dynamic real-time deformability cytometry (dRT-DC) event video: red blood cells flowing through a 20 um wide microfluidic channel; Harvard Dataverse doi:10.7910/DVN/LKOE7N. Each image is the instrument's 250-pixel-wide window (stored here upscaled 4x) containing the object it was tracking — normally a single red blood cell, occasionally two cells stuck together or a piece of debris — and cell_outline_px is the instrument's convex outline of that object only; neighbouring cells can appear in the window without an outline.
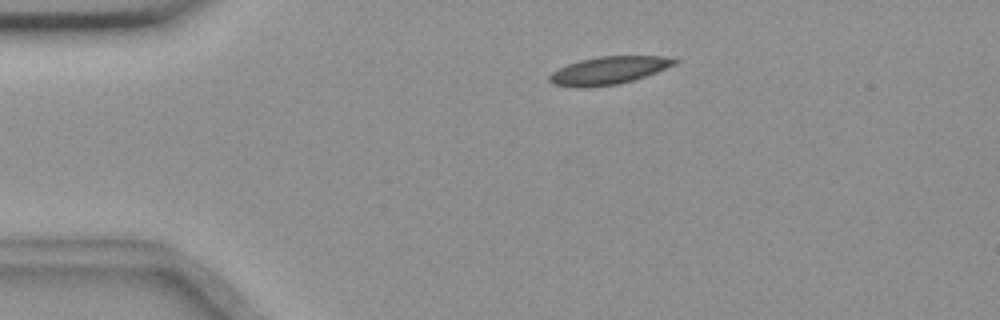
{"species": "common noctule bat (a hibernating species)", "species_latin": "Nyctalus noctula", "temperature_condition": "room temperature", "stored_images_in_passage": 4, "camera_frame_rate_fps": 3000, "um_per_image_px": 0.085, "animal": {"sex": "female", "body_mass_g": 18.4}, "frame": {"image": 1, "passage_image": 2, "time_ms": 1.0, "image_size_px": [1000, 320], "cell_outline_px": [[680, 60], [676, 64], [656, 72], [620, 84], [584, 88], [580, 88], [552, 84], [548, 80], [548, 76], [552, 72], [568, 64], [580, 60], [600, 56], [664, 56]], "centroid_in_image_um": [51.72, 5.99], "position_along_channel_um": 33.3, "area_um2": 20.23}}
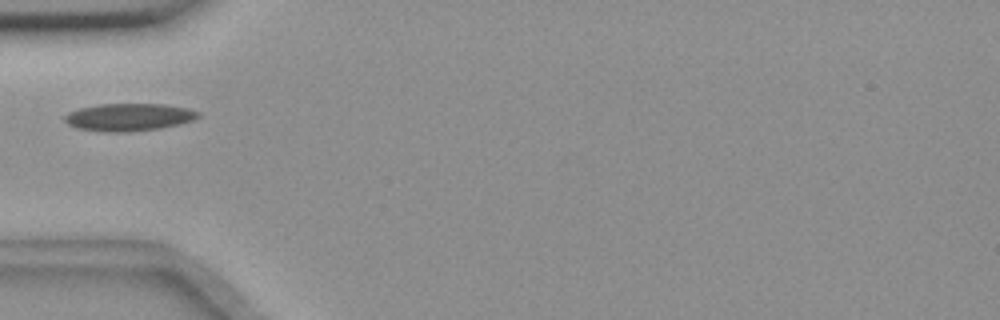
{"frame": {"image": 2, "passage_image": 4, "time_ms": 3.333, "image_size_px": [1000, 320], "cell_outline_px": [[200, 116], [192, 120], [180, 124], [160, 128], [124, 132], [108, 132], [76, 128], [68, 124], [64, 120], [64, 116], [68, 112], [80, 108], [100, 104], [164, 104], [188, 108], [200, 112]], "centroid_in_image_um": [10.95, 9.95], "position_along_channel_um": 74.0, "area_um2": 21.39}}